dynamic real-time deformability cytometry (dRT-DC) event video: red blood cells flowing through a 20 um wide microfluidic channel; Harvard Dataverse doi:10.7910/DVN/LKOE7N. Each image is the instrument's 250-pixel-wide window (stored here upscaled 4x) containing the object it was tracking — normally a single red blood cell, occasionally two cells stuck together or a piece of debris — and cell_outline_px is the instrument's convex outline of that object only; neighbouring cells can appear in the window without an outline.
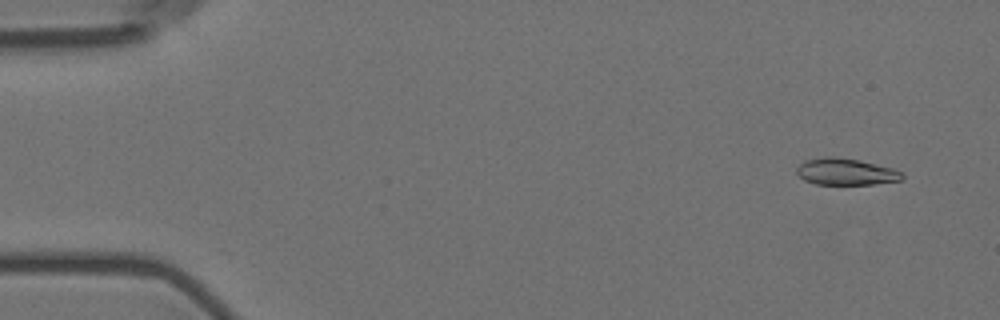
{"species": "Egyptian fruit bat (a non-hibernating species)", "species_latin": "Rousettus aegyptiacus", "temperature_condition": "room temperature", "stored_images_in_passage": 9, "camera_frame_rate_fps": 3000, "um_per_image_px": 0.085, "animal": {"sex": "female"}, "frame": {"image": 1, "passage_image": 1, "time_ms": 0.0, "image_size_px": [1000, 320], "cell_outline_px": [[904, 176], [900, 180], [872, 184], [816, 184], [804, 180], [796, 172], [796, 168], [804, 160], [824, 156], [832, 156], [860, 160], [892, 168], [900, 172]], "centroid_in_image_um": [71.84, 14.58], "position_along_channel_um": 13.2, "area_um2": 16.3}}
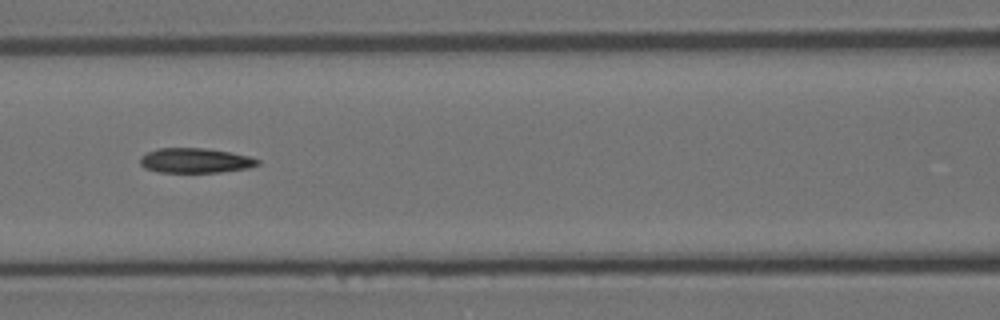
{"frame": {"image": 2, "passage_image": 7, "time_ms": 2.0, "image_size_px": [1000, 320], "cell_outline_px": [[260, 164], [248, 168], [220, 172], [160, 172], [144, 168], [140, 164], [140, 156], [148, 152], [160, 148], [204, 148], [232, 152], [248, 156], [260, 160]], "centroid_in_image_um": [16.6, 13.64], "position_along_channel_um": 150.0, "area_um2": 16.99}}
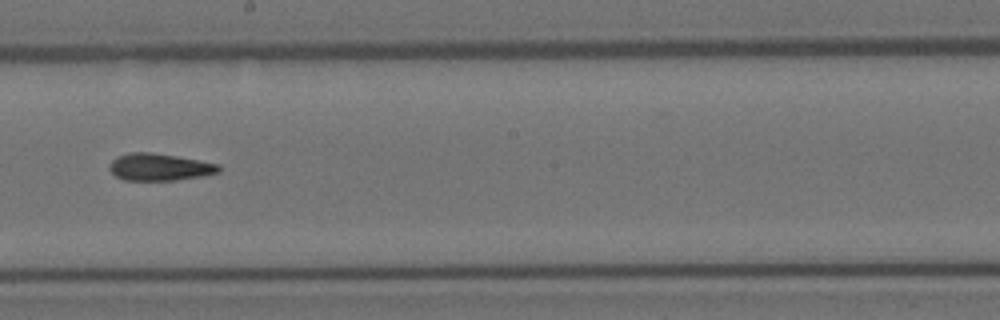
{"frame": {"image": 3, "passage_image": 9, "time_ms": 2.667, "image_size_px": [1000, 320], "cell_outline_px": [[220, 172], [200, 176], [176, 180], [124, 180], [116, 176], [108, 168], [108, 164], [116, 156], [128, 152], [152, 152], [176, 156], [220, 164]], "centroid_in_image_um": [13.52, 14.19], "position_along_channel_um": 234.7, "area_um2": 17.34}}